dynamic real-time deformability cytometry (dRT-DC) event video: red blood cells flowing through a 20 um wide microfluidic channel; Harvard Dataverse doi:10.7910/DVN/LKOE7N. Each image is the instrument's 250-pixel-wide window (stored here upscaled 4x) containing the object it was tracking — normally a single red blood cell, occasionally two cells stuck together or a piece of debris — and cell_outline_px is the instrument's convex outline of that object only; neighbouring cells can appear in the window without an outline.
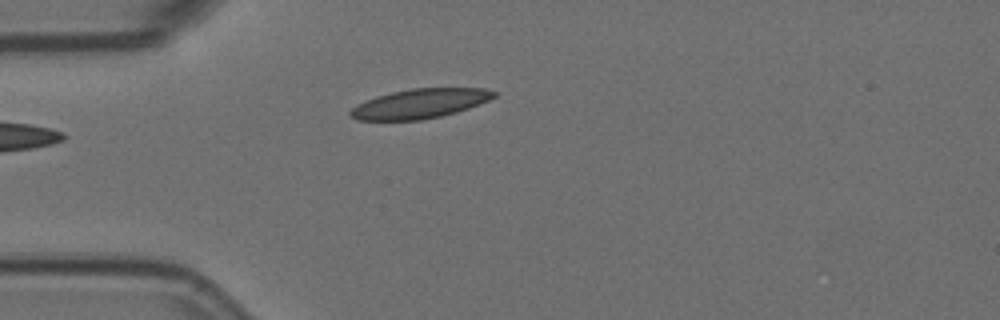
{"species": "Egyptian fruit bat (a non-hibernating species)", "species_latin": "Rousettus aegyptiacus", "temperature_condition": "room temperature", "stored_images_in_passage": 3, "camera_frame_rate_fps": 3000, "um_per_image_px": 0.085, "animal": {"sex": "female"}, "frame": {"image": 1, "passage_image": 3, "time_ms": 0.667, "image_size_px": [1000, 320], "cell_outline_px": [[496, 96], [488, 100], [468, 108], [456, 112], [440, 116], [420, 120], [356, 120], [348, 116], [348, 112], [356, 104], [364, 100], [376, 96], [392, 92], [412, 88], [484, 88], [496, 92]], "centroid_in_image_um": [35.63, 8.81], "position_along_channel_um": 49.4, "area_um2": 24.68}}